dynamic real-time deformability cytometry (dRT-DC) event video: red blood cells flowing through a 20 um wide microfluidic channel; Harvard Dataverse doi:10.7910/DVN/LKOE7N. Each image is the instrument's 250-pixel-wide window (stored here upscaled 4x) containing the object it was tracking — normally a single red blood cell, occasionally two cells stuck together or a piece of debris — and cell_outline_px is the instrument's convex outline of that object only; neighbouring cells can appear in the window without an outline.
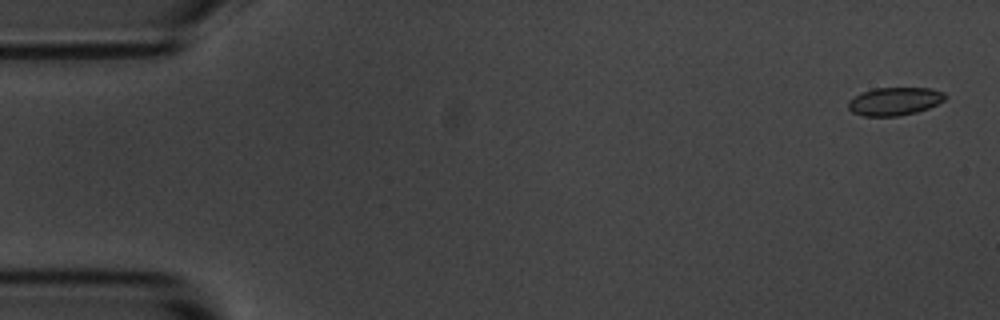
{"species": "common noctule bat (a hibernating species)", "species_latin": "Nyctalus noctula", "temperature_condition": "room temperature", "stored_images_in_passage": 5, "camera_frame_rate_fps": 3000, "um_per_image_px": 0.085, "animal": {"sex": "male", "body_mass_g": 20.1, "forearm_length_mm": 53.5}, "frame": {"image": 1, "passage_image": 1, "time_ms": 0.0, "image_size_px": [1000, 320], "cell_outline_px": [[948, 96], [944, 100], [928, 108], [916, 112], [900, 116], [864, 116], [852, 112], [848, 108], [848, 100], [860, 92], [872, 88], [932, 88], [944, 92]], "centroid_in_image_um": [76.02, 8.6], "position_along_channel_um": 9.0, "area_um2": 16.01}}
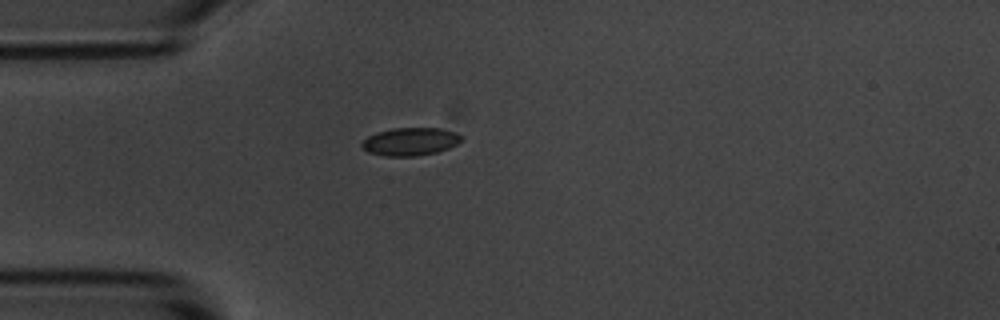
{"frame": {"image": 2, "passage_image": 5, "time_ms": 4.333, "image_size_px": [1000, 320], "cell_outline_px": [[464, 136], [456, 144], [448, 148], [436, 152], [416, 156], [384, 156], [368, 152], [360, 144], [368, 136], [392, 128], [440, 128]], "centroid_in_image_um": [34.86, 12.04], "position_along_channel_um": 50.1, "area_um2": 15.95}}